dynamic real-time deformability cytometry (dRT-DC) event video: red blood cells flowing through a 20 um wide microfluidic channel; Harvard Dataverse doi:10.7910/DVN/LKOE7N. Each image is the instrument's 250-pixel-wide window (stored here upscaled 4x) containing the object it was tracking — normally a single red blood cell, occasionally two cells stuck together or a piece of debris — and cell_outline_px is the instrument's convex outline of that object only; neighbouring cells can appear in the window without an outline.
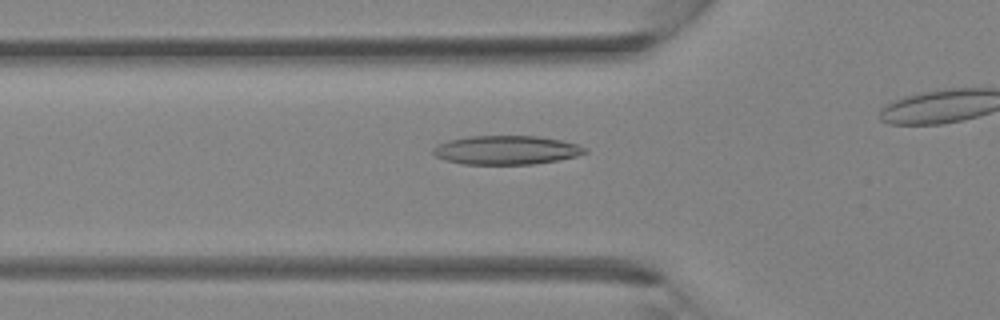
{"species": "Egyptian fruit bat (a non-hibernating species)", "species_latin": "Rousettus aegyptiacus", "temperature_condition": "room temperature", "stored_images_in_passage": 24, "camera_frame_rate_fps": 3000, "um_per_image_px": 0.085, "animal": {"sex": "female"}, "frame": {"image": 1, "passage_image": 6, "time_ms": 1.667, "image_size_px": [1000, 320], "cell_outline_px": [[588, 152], [576, 156], [536, 164], [460, 164], [444, 160], [436, 156], [432, 152], [432, 148], [436, 144], [448, 140], [472, 136], [536, 136], [560, 140], [576, 144], [588, 148]], "centroid_in_image_um": [43.0, 12.76], "position_along_channel_um": 82.8, "area_um2": 25.61}}
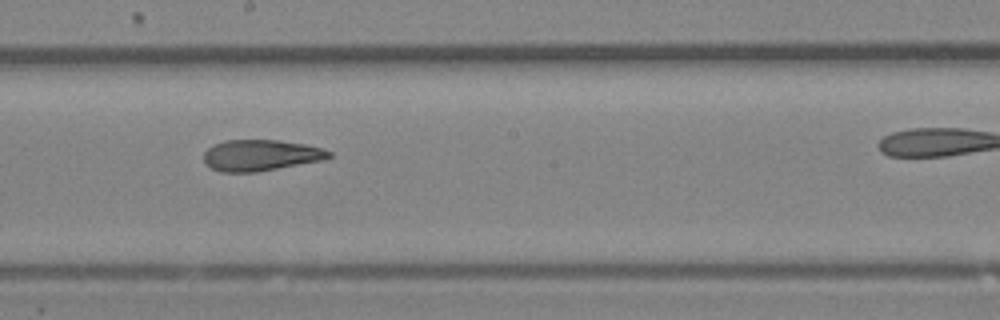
{"frame": {"image": 2, "passage_image": 14, "time_ms": 4.333, "image_size_px": [1000, 320], "cell_outline_px": [[332, 156], [324, 160], [256, 172], [220, 172], [212, 168], [204, 160], [204, 152], [212, 144], [224, 140], [276, 140], [304, 144], [320, 148], [332, 152]], "centroid_in_image_um": [22.15, 13.19], "position_along_channel_um": 226.1, "area_um2": 22.66}}
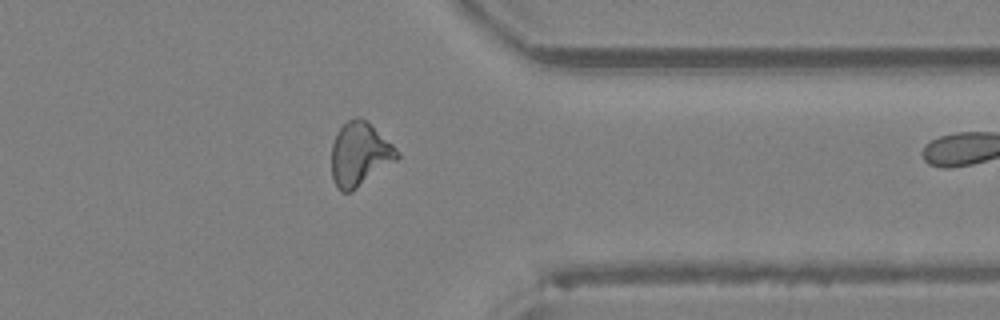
{"frame": {"image": 3, "passage_image": 23, "time_ms": 7.333, "image_size_px": [1000, 320], "cell_outline_px": [[400, 156], [396, 160], [352, 192], [340, 192], [336, 188], [332, 176], [332, 144], [340, 128], [348, 120], [356, 116], [360, 116], [392, 144], [400, 152]], "centroid_in_image_um": [30.56, 13.14], "position_along_channel_um": 380.8, "area_um2": 24.1}}